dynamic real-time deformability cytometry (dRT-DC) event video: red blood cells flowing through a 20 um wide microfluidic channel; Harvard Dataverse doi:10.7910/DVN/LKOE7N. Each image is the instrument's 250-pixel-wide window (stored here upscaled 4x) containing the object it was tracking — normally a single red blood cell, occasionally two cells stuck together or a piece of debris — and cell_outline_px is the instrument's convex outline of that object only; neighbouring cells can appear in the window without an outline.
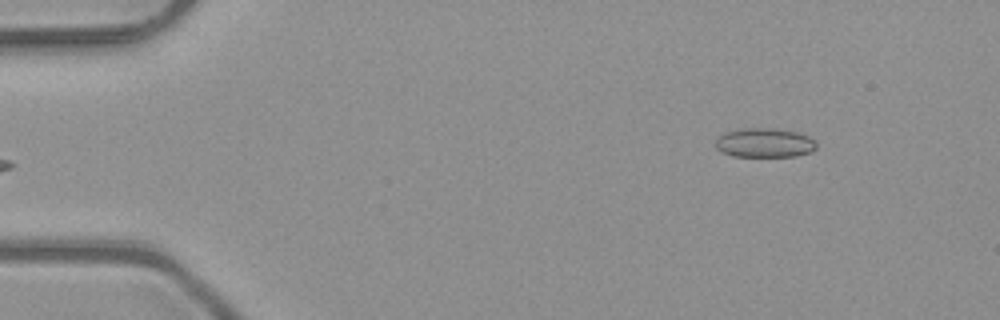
{"species": "common noctule bat (a hibernating species)", "species_latin": "Nyctalus noctula", "temperature_condition": "room temperature", "stored_images_in_passage": 5, "camera_frame_rate_fps": 3000, "um_per_image_px": 0.085, "animal": {"sex": "male", "body_mass_g": 23.1, "forearm_length_mm": 52.7}, "frame": {"image": 1, "passage_image": 5, "time_ms": 1.333, "image_size_px": [1000, 320], "cell_outline_px": [[816, 148], [812, 152], [796, 156], [732, 156], [720, 152], [716, 148], [716, 140], [724, 132], [744, 128], [772, 128], [796, 132], [808, 136], [816, 140]], "centroid_in_image_um": [64.99, 12.14], "position_along_channel_um": 20.0, "area_um2": 17.28}}